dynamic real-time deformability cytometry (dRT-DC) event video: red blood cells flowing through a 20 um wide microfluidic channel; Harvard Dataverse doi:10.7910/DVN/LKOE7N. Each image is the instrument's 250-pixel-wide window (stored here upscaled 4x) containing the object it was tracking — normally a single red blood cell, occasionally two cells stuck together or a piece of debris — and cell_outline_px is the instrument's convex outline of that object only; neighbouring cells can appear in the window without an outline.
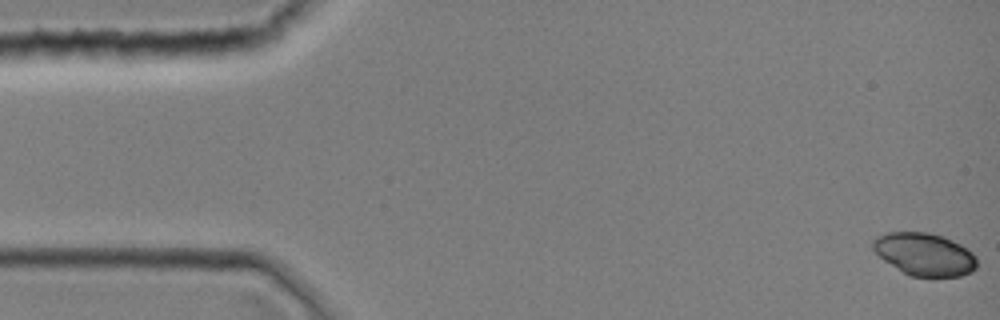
{"species": "common noctule bat (a hibernating species)", "species_latin": "Nyctalus noctula", "temperature_condition": "room temperature", "stored_images_in_passage": 40, "camera_frame_rate_fps": 3000, "um_per_image_px": 0.085, "animal": {"sex": "female", "body_mass_g": 19.0, "forearm_length_mm": 51.5}, "frame": {"image": 1, "passage_image": 1, "time_ms": 0.0, "image_size_px": [1000, 320], "cell_outline_px": [[976, 268], [972, 272], [960, 276], [908, 276], [884, 260], [872, 248], [872, 240], [876, 236], [884, 232], [928, 232], [944, 236], [960, 244], [972, 252], [976, 256]], "centroid_in_image_um": [78.57, 21.6], "position_along_channel_um": 6.4, "area_um2": 25.95}}
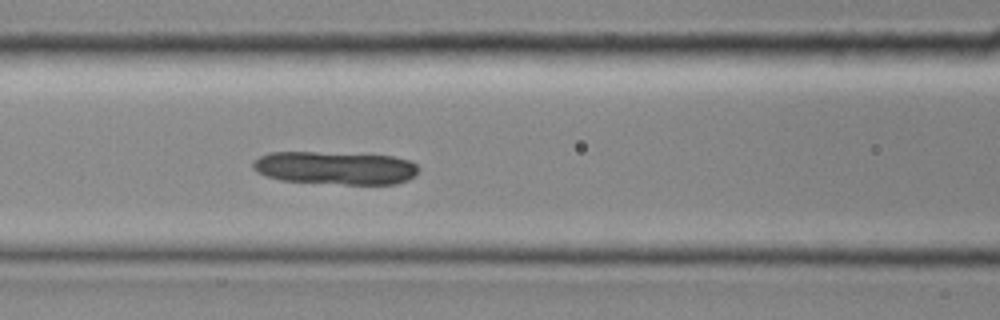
{"frame": {"image": 2, "passage_image": 17, "time_ms": 5.333, "image_size_px": [1000, 320], "cell_outline_px": [[420, 168], [416, 176], [408, 180], [396, 184], [344, 184], [280, 180], [256, 172], [252, 168], [252, 160], [268, 152], [316, 152], [392, 156], [412, 160]], "centroid_in_image_um": [28.52, 14.27], "position_along_channel_um": 138.1, "area_um2": 32.14}}
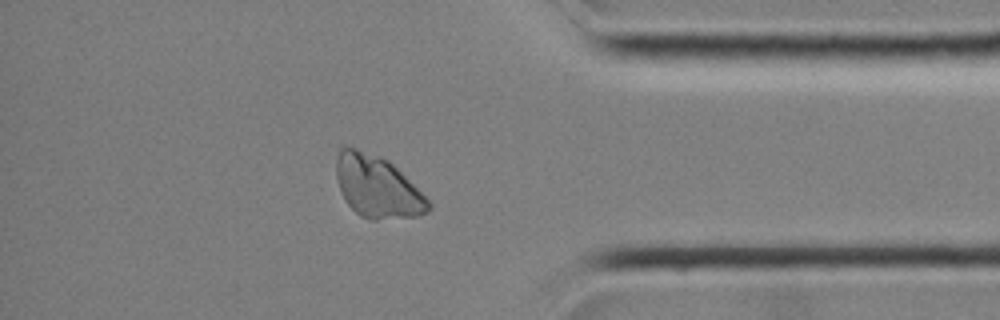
{"frame": {"image": 3, "passage_image": 34, "time_ms": 11.0, "image_size_px": [1000, 320], "cell_outline_px": [[432, 208], [428, 212], [416, 216], [376, 220], [368, 220], [360, 216], [344, 200], [340, 192], [336, 176], [336, 160], [340, 148], [344, 144], [356, 148], [388, 160], [432, 204]], "centroid_in_image_um": [32.02, 15.88], "position_along_channel_um": 403.2, "area_um2": 33.18}}